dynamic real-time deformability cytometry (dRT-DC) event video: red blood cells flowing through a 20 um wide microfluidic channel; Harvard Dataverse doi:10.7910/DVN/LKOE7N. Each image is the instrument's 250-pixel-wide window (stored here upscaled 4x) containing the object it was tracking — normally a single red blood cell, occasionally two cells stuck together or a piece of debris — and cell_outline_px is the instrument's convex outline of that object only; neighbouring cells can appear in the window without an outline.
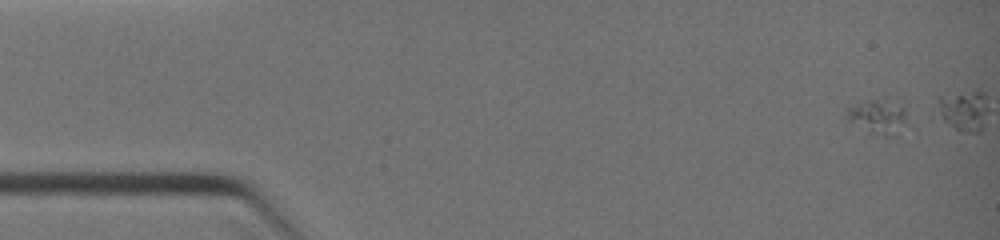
{"species": "common noctule bat (a hibernating species)", "species_latin": "Nyctalus noctula", "temperature_condition": "warm", "stored_images_in_passage": 14, "camera_frame_rate_fps": 3000, "um_per_image_px": 0.085, "animal": {"sex": "female", "body_mass_g": 19.0, "forearm_length_mm": 51.5}, "frame": {"image": 1, "passage_image": 1, "time_ms": 0.0, "image_size_px": [1000, 240], "cell_outline_px": [[904, 112], [900, 120], [884, 136], [868, 132], [848, 120], [848, 108], [884, 96], [904, 108]], "centroid_in_image_um": [74.49, 9.82], "position_along_channel_um": 10.5, "area_um2": 10.58}}